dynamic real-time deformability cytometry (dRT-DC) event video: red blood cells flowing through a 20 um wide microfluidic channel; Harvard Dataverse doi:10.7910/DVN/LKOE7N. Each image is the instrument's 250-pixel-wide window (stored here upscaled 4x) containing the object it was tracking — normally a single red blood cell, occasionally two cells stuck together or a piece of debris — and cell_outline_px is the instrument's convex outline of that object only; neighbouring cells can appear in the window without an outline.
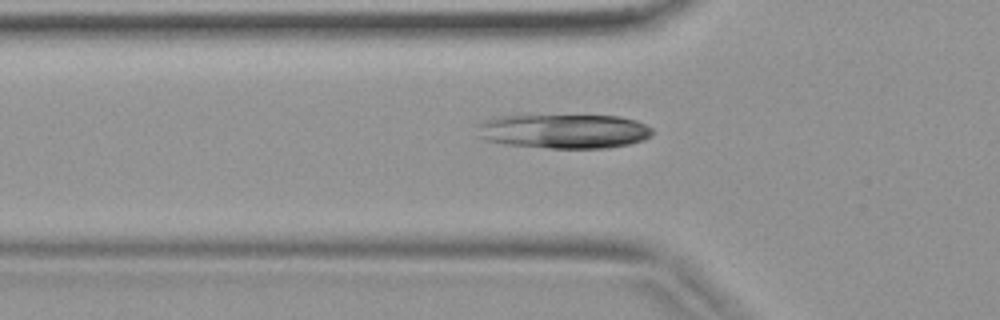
{"species": "common noctule bat (a hibernating species)", "species_latin": "Nyctalus noctula", "temperature_condition": "warm", "stored_images_in_passage": 29, "camera_frame_rate_fps": 3000, "um_per_image_px": 0.085, "animal": {"sex": "female", "body_mass_g": 19.9}, "frame": {"image": 1, "passage_image": 6, "time_ms": 1.667, "image_size_px": [1000, 320], "cell_outline_px": [[652, 136], [644, 140], [628, 144], [608, 148], [548, 148], [504, 144], [484, 140], [476, 136], [476, 124], [484, 120], [500, 116], [620, 116], [636, 120], [652, 128]], "centroid_in_image_um": [47.89, 11.16], "position_along_channel_um": 77.9, "area_um2": 35.32}}
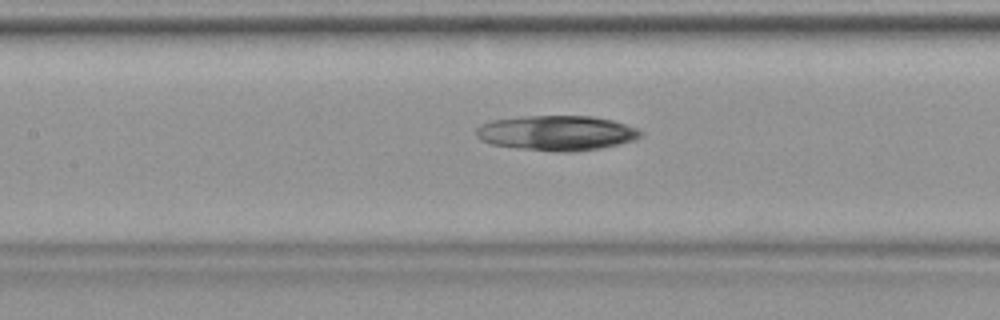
{"frame": {"image": 2, "passage_image": 11, "time_ms": 3.333, "image_size_px": [1000, 320], "cell_outline_px": [[640, 136], [632, 140], [620, 144], [600, 148], [572, 152], [556, 152], [516, 148], [492, 144], [480, 140], [476, 136], [476, 128], [480, 124], [492, 120], [524, 116], [592, 116], [612, 120], [636, 128], [640, 132]], "centroid_in_image_um": [47.26, 11.31], "position_along_channel_um": 160.1, "area_um2": 33.47}}
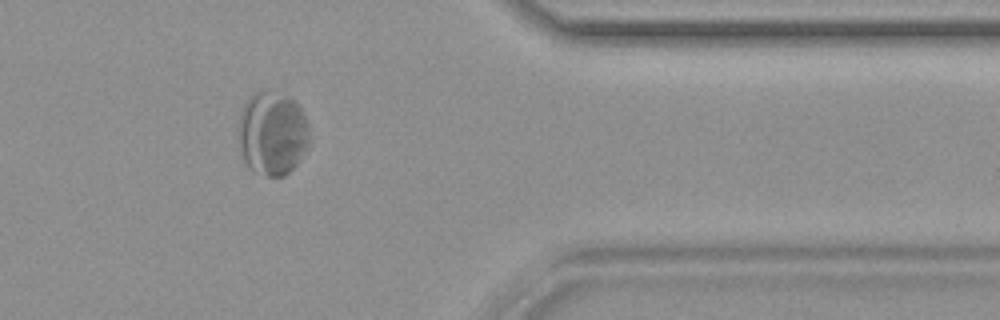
{"frame": {"image": 3, "passage_image": 26, "time_ms": 8.333, "image_size_px": [1000, 320], "cell_outline_px": [[312, 140], [300, 160], [284, 176], [268, 176], [256, 172], [248, 168], [240, 152], [236, 132], [240, 116], [244, 104], [248, 96], [264, 88], [288, 96], [300, 104], [308, 124]], "centroid_in_image_um": [23.15, 11.31], "position_along_channel_um": 388.3, "area_um2": 35.72}}